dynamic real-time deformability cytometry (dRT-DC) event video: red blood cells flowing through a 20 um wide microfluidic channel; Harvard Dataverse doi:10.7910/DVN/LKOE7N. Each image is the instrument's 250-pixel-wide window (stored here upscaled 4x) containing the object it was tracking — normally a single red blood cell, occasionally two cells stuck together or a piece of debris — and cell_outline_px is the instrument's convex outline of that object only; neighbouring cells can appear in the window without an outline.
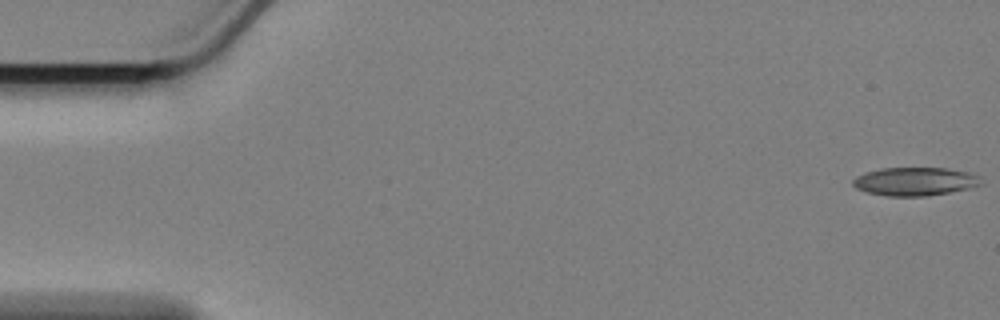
{"species": "Egyptian fruit bat (a non-hibernating species)", "species_latin": "Rousettus aegyptiacus", "temperature_condition": "cold", "stored_images_in_passage": 51, "camera_frame_rate_fps": 3000, "um_per_image_px": 0.085, "animal": {"sex": "female"}, "frame": {"image": 1, "passage_image": 1, "time_ms": 0.0, "image_size_px": [1000, 320], "cell_outline_px": [[984, 184], [968, 188], [928, 196], [888, 196], [868, 192], [856, 188], [852, 184], [852, 180], [856, 176], [880, 168], [944, 168], [968, 172], [980, 176]], "centroid_in_image_um": [77.79, 15.42], "position_along_channel_um": 7.2, "area_um2": 21.1}}
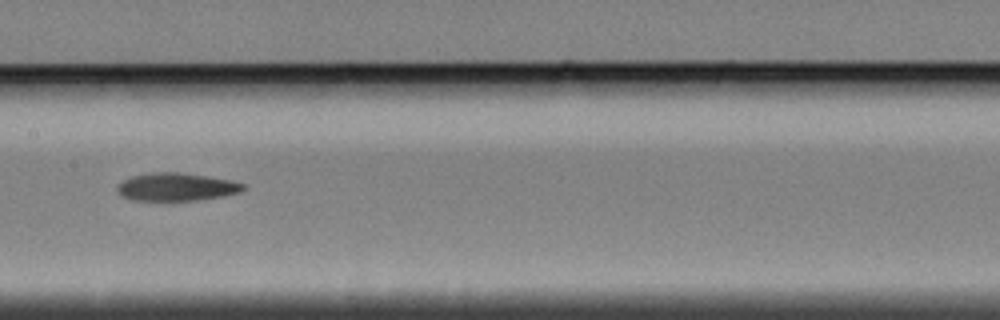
{"frame": {"image": 2, "passage_image": 29, "time_ms": 9.333, "image_size_px": [1000, 320], "cell_outline_px": [[244, 188], [240, 192], [220, 196], [196, 200], [132, 200], [120, 196], [116, 192], [116, 184], [132, 176], [148, 172], [180, 172], [208, 176], [232, 180], [244, 184]], "centroid_in_image_um": [14.92, 15.87], "position_along_channel_um": 192.5, "area_um2": 20.58}}
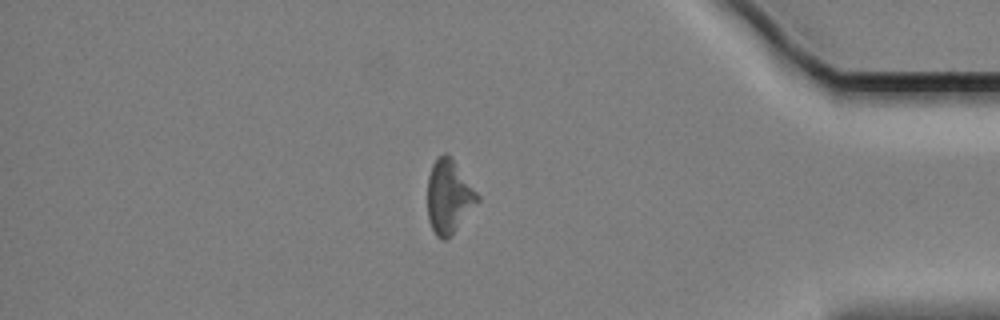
{"frame": {"image": 3, "passage_image": 50, "time_ms": 16.333, "image_size_px": [1000, 320], "cell_outline_px": [[480, 200], [452, 232], [444, 240], [440, 240], [436, 236], [428, 220], [428, 176], [432, 164], [436, 156], [444, 152], [452, 160], [480, 196]], "centroid_in_image_um": [38.12, 16.7], "position_along_channel_um": 397.1, "area_um2": 20.87}}